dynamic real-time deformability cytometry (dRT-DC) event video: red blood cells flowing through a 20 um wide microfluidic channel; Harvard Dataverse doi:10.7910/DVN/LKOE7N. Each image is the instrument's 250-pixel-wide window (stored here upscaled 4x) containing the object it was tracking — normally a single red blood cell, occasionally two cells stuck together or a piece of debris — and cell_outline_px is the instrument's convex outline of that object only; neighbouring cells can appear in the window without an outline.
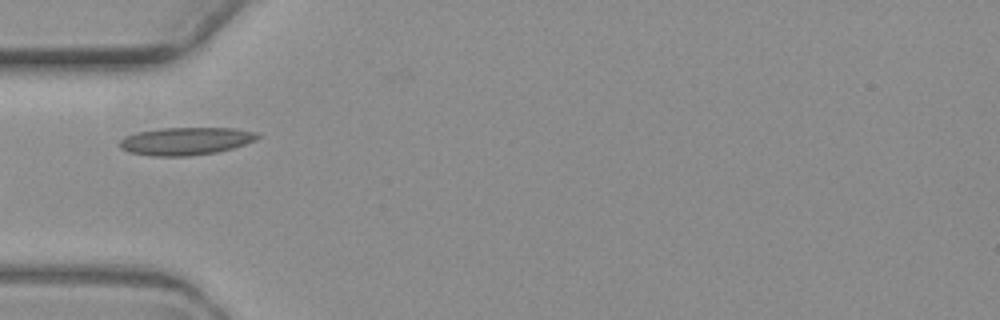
{"species": "common noctule bat (a hibernating species)", "species_latin": "Nyctalus noctula", "temperature_condition": "warm", "stored_images_in_passage": 7, "camera_frame_rate_fps": 3000, "um_per_image_px": 0.085, "animal": {"sex": "female", "body_mass_g": 19.3, "forearm_length_mm": 54.1}, "frame": {"image": 1, "passage_image": 6, "time_ms": 6.333, "image_size_px": [1000, 320], "cell_outline_px": [[260, 136], [256, 140], [232, 148], [216, 152], [188, 156], [152, 156], [128, 152], [120, 148], [120, 140], [124, 136], [136, 132], [160, 128], [236, 128], [256, 132]], "centroid_in_image_um": [15.76, 11.99], "position_along_channel_um": 69.2, "area_um2": 22.31}}
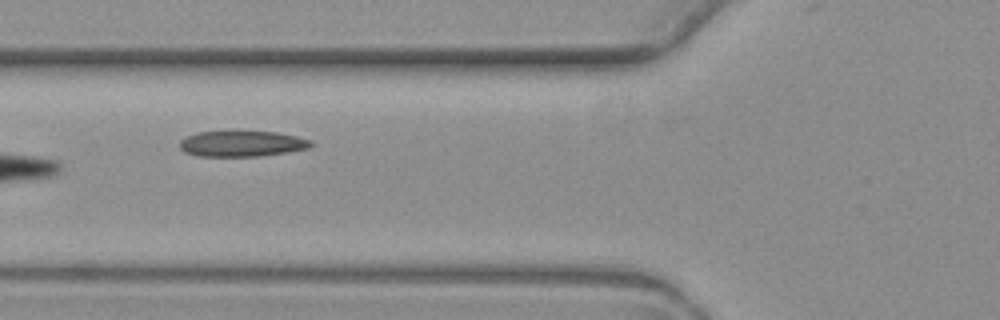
{"frame": {"image": 2, "passage_image": 7, "time_ms": 7.333, "image_size_px": [1000, 320], "cell_outline_px": [[312, 144], [308, 148], [288, 152], [256, 156], [200, 156], [184, 152], [180, 148], [180, 140], [184, 136], [196, 132], [276, 132], [296, 136], [312, 140]], "centroid_in_image_um": [20.53, 12.21], "position_along_channel_um": 105.3, "area_um2": 19.54}}